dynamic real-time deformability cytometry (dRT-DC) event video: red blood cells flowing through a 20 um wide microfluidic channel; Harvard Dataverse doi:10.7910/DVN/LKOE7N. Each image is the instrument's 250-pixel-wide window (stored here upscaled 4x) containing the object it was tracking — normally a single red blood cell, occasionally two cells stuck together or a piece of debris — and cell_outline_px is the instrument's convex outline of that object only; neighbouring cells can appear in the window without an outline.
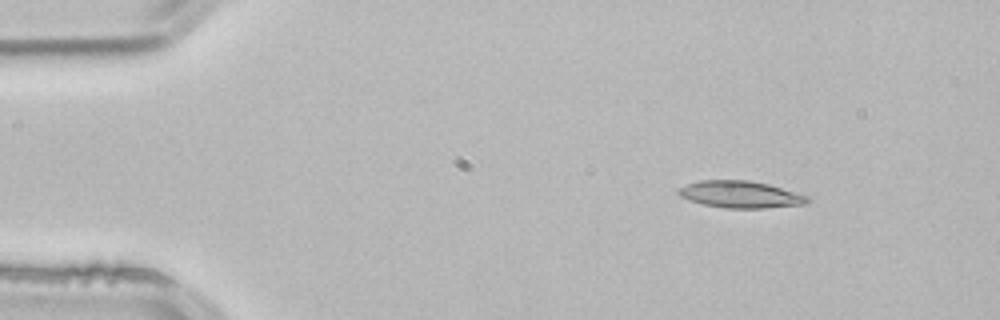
{"species": "common noctule bat (a hibernating species)", "species_latin": "Nyctalus noctula", "temperature_condition": "room temperature", "stored_images_in_passage": 3, "camera_frame_rate_fps": 3000, "um_per_image_px": 0.085, "animal": {"sex": "male", "body_mass_g": 21.5, "forearm_length_mm": 52.0}, "frame": {"image": 1, "passage_image": 1, "time_ms": 0.0, "image_size_px": [1000, 320], "cell_outline_px": [[812, 200], [808, 204], [764, 208], [724, 208], [704, 204], [680, 196], [676, 192], [680, 188], [688, 184], [700, 180], [748, 180], [768, 184], [808, 196]], "centroid_in_image_um": [62.98, 16.53], "position_along_channel_um": 22.0, "area_um2": 20.11}}
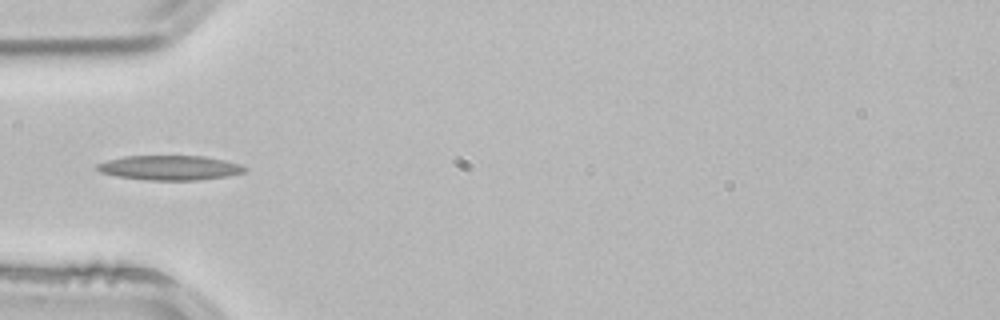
{"frame": {"image": 2, "passage_image": 3, "time_ms": 0.667, "image_size_px": [1000, 320], "cell_outline_px": [[248, 168], [244, 172], [228, 176], [196, 180], [144, 180], [116, 176], [100, 172], [96, 168], [96, 164], [108, 160], [124, 156], [204, 156], [224, 160], [240, 164]], "centroid_in_image_um": [14.42, 14.26], "position_along_channel_um": 70.6, "area_um2": 21.21}}